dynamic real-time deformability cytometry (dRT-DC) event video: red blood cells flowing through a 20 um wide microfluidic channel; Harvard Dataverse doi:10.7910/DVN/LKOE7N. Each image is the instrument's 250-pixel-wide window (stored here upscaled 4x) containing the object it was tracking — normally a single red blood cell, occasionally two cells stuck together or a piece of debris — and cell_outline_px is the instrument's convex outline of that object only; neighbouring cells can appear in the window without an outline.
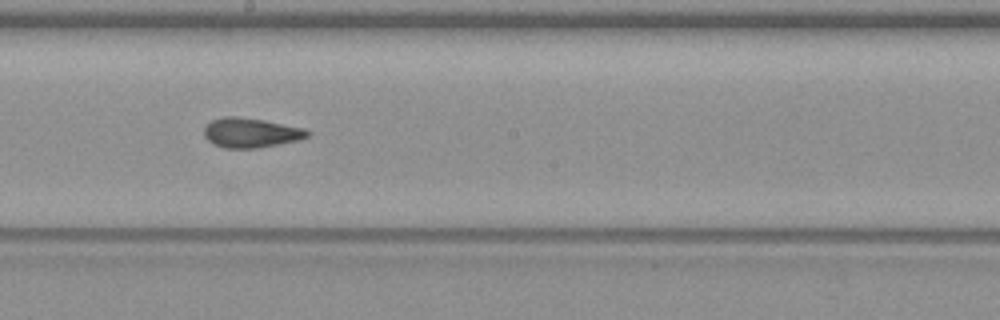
{"species": "common noctule bat (a hibernating species)", "species_latin": "Nyctalus noctula", "temperature_condition": "warm", "stored_images_in_passage": 25, "camera_frame_rate_fps": 3000, "um_per_image_px": 0.085, "animal": {"sex": "female", "body_mass_g": 19.3, "forearm_length_mm": 54.1}, "frame": {"image": 1, "passage_image": 15, "time_ms": 4.667, "image_size_px": [1000, 320], "cell_outline_px": [[312, 132], [308, 136], [300, 140], [256, 148], [224, 148], [212, 144], [204, 136], [204, 128], [212, 120], [224, 116], [236, 116], [264, 120], [304, 128]], "centroid_in_image_um": [21.32, 11.28], "position_along_channel_um": 226.9, "area_um2": 17.92}}
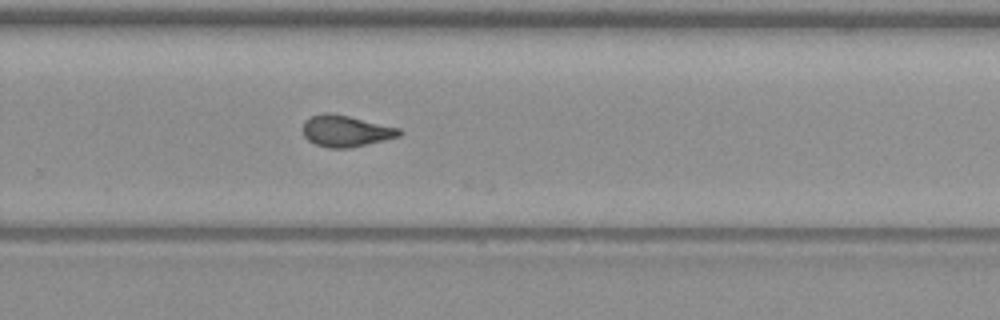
{"frame": {"image": 2, "passage_image": 21, "time_ms": 6.667, "image_size_px": [1000, 320], "cell_outline_px": [[404, 132], [400, 136], [352, 148], [328, 148], [316, 144], [308, 140], [304, 136], [300, 128], [304, 120], [312, 116], [324, 112], [328, 112], [348, 116], [400, 128]], "centroid_in_image_um": [29.36, 11.14], "position_along_channel_um": 300.4, "area_um2": 17.86}}
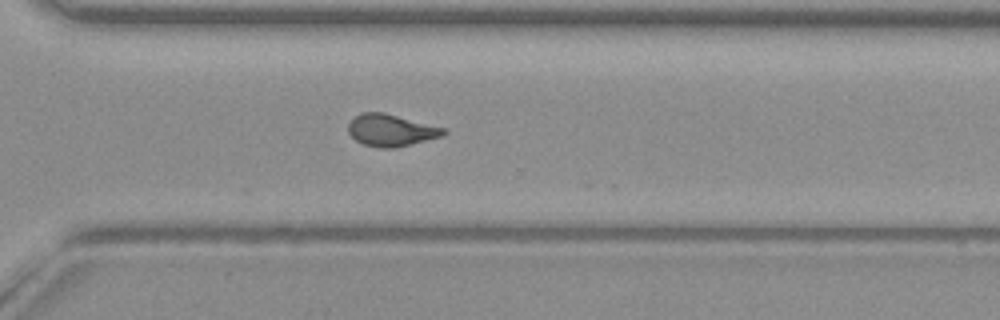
{"frame": {"image": 3, "passage_image": 24, "time_ms": 7.667, "image_size_px": [1000, 320], "cell_outline_px": [[448, 132], [444, 136], [392, 148], [380, 148], [364, 144], [356, 140], [348, 132], [348, 124], [360, 112], [384, 112], [444, 128]], "centroid_in_image_um": [33.23, 11.06], "position_along_channel_um": 337.4, "area_um2": 17.57}}